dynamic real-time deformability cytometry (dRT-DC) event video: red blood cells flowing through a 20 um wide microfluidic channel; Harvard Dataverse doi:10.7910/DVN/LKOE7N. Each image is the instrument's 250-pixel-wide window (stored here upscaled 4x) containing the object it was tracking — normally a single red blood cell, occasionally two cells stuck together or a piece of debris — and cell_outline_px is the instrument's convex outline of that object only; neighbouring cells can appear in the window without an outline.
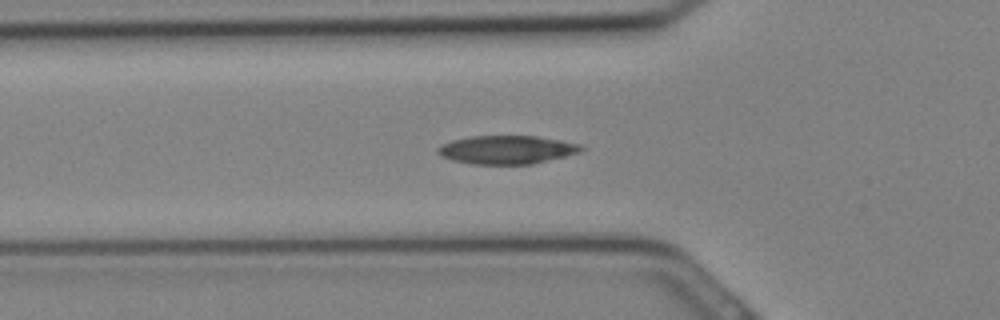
{"species": "Egyptian fruit bat (a non-hibernating species)", "species_latin": "Rousettus aegyptiacus", "temperature_condition": "cold", "stored_images_in_passage": 32, "camera_frame_rate_fps": 3000, "um_per_image_px": 0.085, "animal": {"sex": "female"}, "frame": {"image": 1, "passage_image": 10, "time_ms": 3.0, "image_size_px": [1000, 320], "cell_outline_px": [[584, 148], [576, 152], [564, 156], [532, 164], [476, 164], [452, 160], [436, 152], [436, 148], [440, 144], [452, 140], [472, 136], [536, 136], [560, 140], [580, 144]], "centroid_in_image_um": [43.03, 12.72], "position_along_channel_um": 82.8, "area_um2": 23.47}}
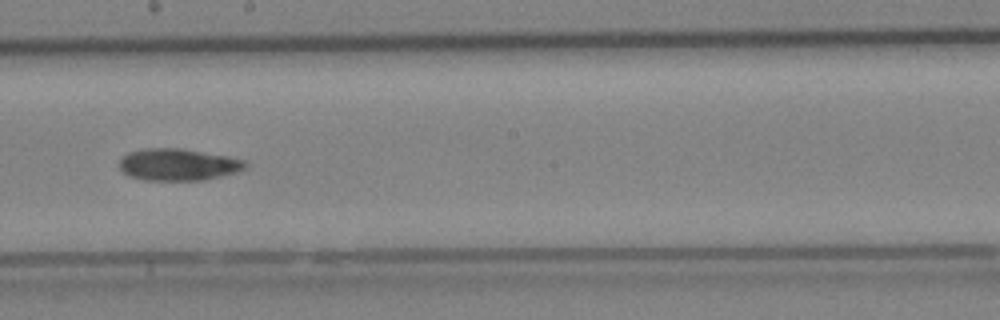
{"frame": {"image": 2, "passage_image": 17, "time_ms": 5.333, "image_size_px": [1000, 320], "cell_outline_px": [[248, 164], [244, 168], [236, 172], [204, 180], [144, 180], [128, 176], [120, 168], [120, 160], [128, 152], [144, 148], [184, 148], [228, 156], [244, 160]], "centroid_in_image_um": [15.13, 13.98], "position_along_channel_um": 233.1, "area_um2": 23.47}}
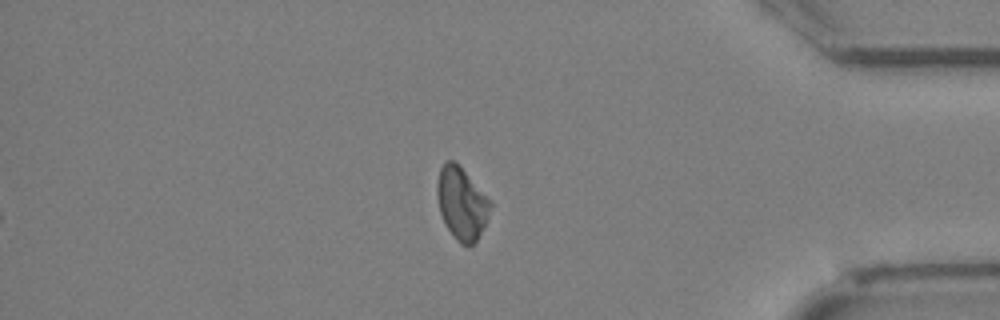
{"frame": {"image": 3, "passage_image": 26, "time_ms": 8.333, "image_size_px": [1000, 320], "cell_outline_px": [[492, 204], [484, 224], [476, 240], [468, 248], [460, 244], [456, 240], [444, 224], [440, 212], [436, 192], [436, 184], [440, 168], [444, 160], [452, 160], [460, 164], [492, 200]], "centroid_in_image_um": [39.23, 17.24], "position_along_channel_um": 396.0, "area_um2": 22.83}}